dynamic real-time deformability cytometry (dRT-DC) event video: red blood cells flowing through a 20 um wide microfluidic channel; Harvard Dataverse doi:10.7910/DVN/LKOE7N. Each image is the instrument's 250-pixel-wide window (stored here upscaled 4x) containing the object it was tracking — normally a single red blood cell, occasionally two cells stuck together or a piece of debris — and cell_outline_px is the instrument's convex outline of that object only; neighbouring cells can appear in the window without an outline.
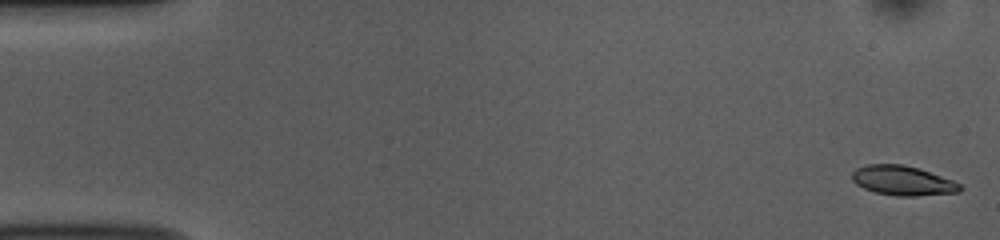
{"species": "common noctule bat (a hibernating species)", "species_latin": "Nyctalus noctula", "temperature_condition": "room temperature", "stored_images_in_passage": 52, "camera_frame_rate_fps": 3000, "um_per_image_px": 0.085, "animal": {"sex": "female", "body_mass_g": 10.0, "forearm_length_mm": 53.1}, "frame": {"image": 1, "passage_image": 1, "time_ms": 0.0, "image_size_px": [1000, 240], "cell_outline_px": [[964, 188], [960, 192], [916, 196], [896, 196], [876, 192], [864, 188], [856, 184], [852, 180], [852, 172], [856, 168], [868, 164], [904, 164], [952, 180], [960, 184]], "centroid_in_image_um": [76.72, 15.36], "position_along_channel_um": 8.3, "area_um2": 18.5}}
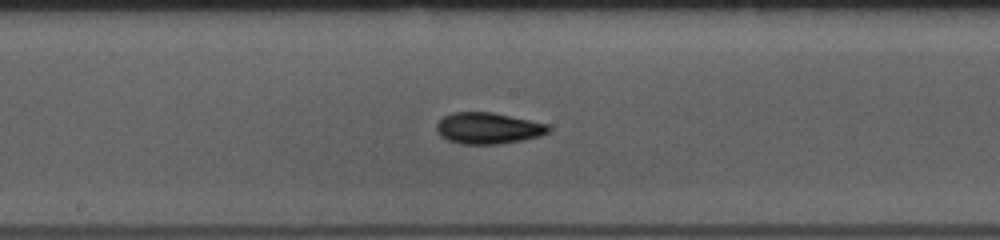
{"frame": {"image": 2, "passage_image": 27, "time_ms": 8.667, "image_size_px": [1000, 240], "cell_outline_px": [[552, 128], [548, 132], [540, 136], [524, 140], [500, 144], [460, 144], [448, 140], [440, 136], [436, 132], [436, 124], [444, 116], [452, 112], [492, 112], [548, 124]], "centroid_in_image_um": [41.48, 10.9], "position_along_channel_um": 206.7, "area_um2": 20.58}}
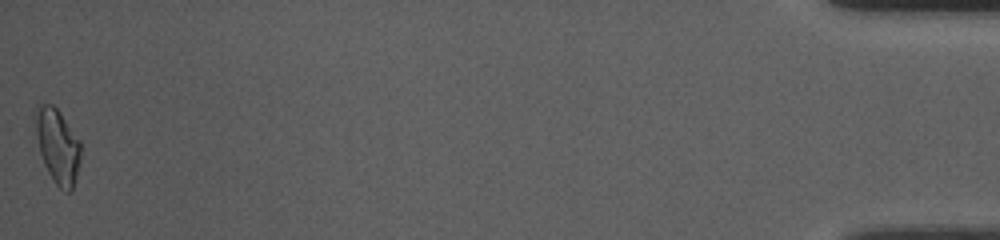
{"frame": {"image": 3, "passage_image": 52, "time_ms": 17.0, "image_size_px": [1000, 240], "cell_outline_px": [[80, 164], [72, 192], [68, 192], [60, 188], [56, 184], [48, 172], [44, 164], [40, 152], [36, 136], [36, 104], [52, 104], [60, 112], [80, 140]], "centroid_in_image_um": [4.92, 12.42], "position_along_channel_um": 430.3, "area_um2": 19.59}, "authors_computed_cell_mechanics": {"area_um2": 19.2763, "velocity_mm_per_s": 3.8267, "shape_relaxation_time_tau1_ms": 4.2213, "shape_relaxation_time_tau2_ms": 2.9596, "deformation_change_tau1": 0.133, "deformation_change_tau2": 0.0795}}